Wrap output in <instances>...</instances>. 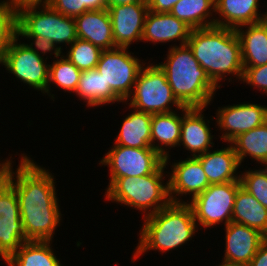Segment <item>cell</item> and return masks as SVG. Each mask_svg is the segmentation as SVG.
Here are the masks:
<instances>
[{
  "instance_id": "ac0fdd59",
  "label": "cell",
  "mask_w": 267,
  "mask_h": 266,
  "mask_svg": "<svg viewBox=\"0 0 267 266\" xmlns=\"http://www.w3.org/2000/svg\"><path fill=\"white\" fill-rule=\"evenodd\" d=\"M191 28L182 20L169 13L147 12L141 42L167 44L179 42L185 45L189 39Z\"/></svg>"
},
{
  "instance_id": "603a6c76",
  "label": "cell",
  "mask_w": 267,
  "mask_h": 266,
  "mask_svg": "<svg viewBox=\"0 0 267 266\" xmlns=\"http://www.w3.org/2000/svg\"><path fill=\"white\" fill-rule=\"evenodd\" d=\"M179 111L152 114L151 147L164 159L170 156L169 153L172 148L179 146L182 109Z\"/></svg>"
},
{
  "instance_id": "e575fe53",
  "label": "cell",
  "mask_w": 267,
  "mask_h": 266,
  "mask_svg": "<svg viewBox=\"0 0 267 266\" xmlns=\"http://www.w3.org/2000/svg\"><path fill=\"white\" fill-rule=\"evenodd\" d=\"M242 82L261 91V94L267 95V64L258 67H244Z\"/></svg>"
},
{
  "instance_id": "f1b7e54d",
  "label": "cell",
  "mask_w": 267,
  "mask_h": 266,
  "mask_svg": "<svg viewBox=\"0 0 267 266\" xmlns=\"http://www.w3.org/2000/svg\"><path fill=\"white\" fill-rule=\"evenodd\" d=\"M191 29L215 25V0H180L170 11Z\"/></svg>"
},
{
  "instance_id": "83f0119b",
  "label": "cell",
  "mask_w": 267,
  "mask_h": 266,
  "mask_svg": "<svg viewBox=\"0 0 267 266\" xmlns=\"http://www.w3.org/2000/svg\"><path fill=\"white\" fill-rule=\"evenodd\" d=\"M232 222L256 229L267 237V208L242 187L236 192Z\"/></svg>"
},
{
  "instance_id": "8d00e7d4",
  "label": "cell",
  "mask_w": 267,
  "mask_h": 266,
  "mask_svg": "<svg viewBox=\"0 0 267 266\" xmlns=\"http://www.w3.org/2000/svg\"><path fill=\"white\" fill-rule=\"evenodd\" d=\"M180 0H147L148 10L155 13H169Z\"/></svg>"
},
{
  "instance_id": "cb8c5ba5",
  "label": "cell",
  "mask_w": 267,
  "mask_h": 266,
  "mask_svg": "<svg viewBox=\"0 0 267 266\" xmlns=\"http://www.w3.org/2000/svg\"><path fill=\"white\" fill-rule=\"evenodd\" d=\"M132 109L124 120L118 135H116L115 145L132 148H152L151 147V120L152 114Z\"/></svg>"
},
{
  "instance_id": "ab89813d",
  "label": "cell",
  "mask_w": 267,
  "mask_h": 266,
  "mask_svg": "<svg viewBox=\"0 0 267 266\" xmlns=\"http://www.w3.org/2000/svg\"><path fill=\"white\" fill-rule=\"evenodd\" d=\"M140 2H147V0H106L107 8L114 5H126Z\"/></svg>"
},
{
  "instance_id": "74e56055",
  "label": "cell",
  "mask_w": 267,
  "mask_h": 266,
  "mask_svg": "<svg viewBox=\"0 0 267 266\" xmlns=\"http://www.w3.org/2000/svg\"><path fill=\"white\" fill-rule=\"evenodd\" d=\"M13 10L18 12L20 9L29 6L49 5L50 0H4Z\"/></svg>"
},
{
  "instance_id": "4316f807",
  "label": "cell",
  "mask_w": 267,
  "mask_h": 266,
  "mask_svg": "<svg viewBox=\"0 0 267 266\" xmlns=\"http://www.w3.org/2000/svg\"><path fill=\"white\" fill-rule=\"evenodd\" d=\"M229 144L233 146L241 166L245 157L252 158L256 164L267 166V121L250 131L242 133Z\"/></svg>"
},
{
  "instance_id": "8992f818",
  "label": "cell",
  "mask_w": 267,
  "mask_h": 266,
  "mask_svg": "<svg viewBox=\"0 0 267 266\" xmlns=\"http://www.w3.org/2000/svg\"><path fill=\"white\" fill-rule=\"evenodd\" d=\"M17 36L47 38L61 52L64 51V46L67 49L78 38L74 17L65 16L49 5L20 9L17 12Z\"/></svg>"
},
{
  "instance_id": "7c38bea8",
  "label": "cell",
  "mask_w": 267,
  "mask_h": 266,
  "mask_svg": "<svg viewBox=\"0 0 267 266\" xmlns=\"http://www.w3.org/2000/svg\"><path fill=\"white\" fill-rule=\"evenodd\" d=\"M24 242L16 191L0 175V260L6 261Z\"/></svg>"
},
{
  "instance_id": "836d02e7",
  "label": "cell",
  "mask_w": 267,
  "mask_h": 266,
  "mask_svg": "<svg viewBox=\"0 0 267 266\" xmlns=\"http://www.w3.org/2000/svg\"><path fill=\"white\" fill-rule=\"evenodd\" d=\"M49 6L69 17H76L87 11L107 9L106 0H50Z\"/></svg>"
},
{
  "instance_id": "ffe728a7",
  "label": "cell",
  "mask_w": 267,
  "mask_h": 266,
  "mask_svg": "<svg viewBox=\"0 0 267 266\" xmlns=\"http://www.w3.org/2000/svg\"><path fill=\"white\" fill-rule=\"evenodd\" d=\"M74 20L79 39L89 41L101 50L116 48L107 9L87 11L74 17Z\"/></svg>"
},
{
  "instance_id": "4dcf8cb0",
  "label": "cell",
  "mask_w": 267,
  "mask_h": 266,
  "mask_svg": "<svg viewBox=\"0 0 267 266\" xmlns=\"http://www.w3.org/2000/svg\"><path fill=\"white\" fill-rule=\"evenodd\" d=\"M66 52L62 54L80 71H87L96 68L102 50L89 41L77 38L73 44L68 46Z\"/></svg>"
},
{
  "instance_id": "60d3db41",
  "label": "cell",
  "mask_w": 267,
  "mask_h": 266,
  "mask_svg": "<svg viewBox=\"0 0 267 266\" xmlns=\"http://www.w3.org/2000/svg\"><path fill=\"white\" fill-rule=\"evenodd\" d=\"M222 262L216 266H247V265H244V264H239V263H231V262H227V261H224V260H221Z\"/></svg>"
},
{
  "instance_id": "f546056e",
  "label": "cell",
  "mask_w": 267,
  "mask_h": 266,
  "mask_svg": "<svg viewBox=\"0 0 267 266\" xmlns=\"http://www.w3.org/2000/svg\"><path fill=\"white\" fill-rule=\"evenodd\" d=\"M49 82L47 86V91L44 94L48 95L52 101H55V95L51 92L53 87L57 89L61 88L64 92L75 93L81 72L71 61H69L64 54L57 57L53 62L49 61ZM52 93V94H51Z\"/></svg>"
},
{
  "instance_id": "484cf974",
  "label": "cell",
  "mask_w": 267,
  "mask_h": 266,
  "mask_svg": "<svg viewBox=\"0 0 267 266\" xmlns=\"http://www.w3.org/2000/svg\"><path fill=\"white\" fill-rule=\"evenodd\" d=\"M52 242L26 241L4 263L7 266H63Z\"/></svg>"
},
{
  "instance_id": "ba28073f",
  "label": "cell",
  "mask_w": 267,
  "mask_h": 266,
  "mask_svg": "<svg viewBox=\"0 0 267 266\" xmlns=\"http://www.w3.org/2000/svg\"><path fill=\"white\" fill-rule=\"evenodd\" d=\"M241 187L240 181H231L210 186L187 203L191 206L198 228L205 229L223 226L232 222L236 192Z\"/></svg>"
},
{
  "instance_id": "5bb4252c",
  "label": "cell",
  "mask_w": 267,
  "mask_h": 266,
  "mask_svg": "<svg viewBox=\"0 0 267 266\" xmlns=\"http://www.w3.org/2000/svg\"><path fill=\"white\" fill-rule=\"evenodd\" d=\"M170 157L165 158V164L167 167L171 165V171H168L169 197L171 202L186 203L183 200L184 195L185 197L189 195L190 199H187L191 201L210 186L201 162L196 157L174 160L172 163Z\"/></svg>"
},
{
  "instance_id": "9a60e30c",
  "label": "cell",
  "mask_w": 267,
  "mask_h": 266,
  "mask_svg": "<svg viewBox=\"0 0 267 266\" xmlns=\"http://www.w3.org/2000/svg\"><path fill=\"white\" fill-rule=\"evenodd\" d=\"M107 10L112 22V34L116 47L129 48L132 43L141 42L148 12L147 2L114 5Z\"/></svg>"
},
{
  "instance_id": "5b68a950",
  "label": "cell",
  "mask_w": 267,
  "mask_h": 266,
  "mask_svg": "<svg viewBox=\"0 0 267 266\" xmlns=\"http://www.w3.org/2000/svg\"><path fill=\"white\" fill-rule=\"evenodd\" d=\"M166 166L164 163L155 173L141 177L116 178L106 187L105 199L140 211L142 218L156 213L171 202L168 180L164 179L168 178Z\"/></svg>"
},
{
  "instance_id": "30bf717a",
  "label": "cell",
  "mask_w": 267,
  "mask_h": 266,
  "mask_svg": "<svg viewBox=\"0 0 267 266\" xmlns=\"http://www.w3.org/2000/svg\"><path fill=\"white\" fill-rule=\"evenodd\" d=\"M98 166L109 167V186L116 178L141 177L155 173L165 159L153 148H132L113 144Z\"/></svg>"
},
{
  "instance_id": "1f68e13d",
  "label": "cell",
  "mask_w": 267,
  "mask_h": 266,
  "mask_svg": "<svg viewBox=\"0 0 267 266\" xmlns=\"http://www.w3.org/2000/svg\"><path fill=\"white\" fill-rule=\"evenodd\" d=\"M241 187L267 208V166L240 170Z\"/></svg>"
},
{
  "instance_id": "7402d4cb",
  "label": "cell",
  "mask_w": 267,
  "mask_h": 266,
  "mask_svg": "<svg viewBox=\"0 0 267 266\" xmlns=\"http://www.w3.org/2000/svg\"><path fill=\"white\" fill-rule=\"evenodd\" d=\"M245 28V29H244ZM243 67L267 64V20L238 27Z\"/></svg>"
},
{
  "instance_id": "9c48e42d",
  "label": "cell",
  "mask_w": 267,
  "mask_h": 266,
  "mask_svg": "<svg viewBox=\"0 0 267 266\" xmlns=\"http://www.w3.org/2000/svg\"><path fill=\"white\" fill-rule=\"evenodd\" d=\"M133 54L128 47L102 50L96 66L106 86L123 102L132 94L138 74L146 64L144 60Z\"/></svg>"
},
{
  "instance_id": "d6986e66",
  "label": "cell",
  "mask_w": 267,
  "mask_h": 266,
  "mask_svg": "<svg viewBox=\"0 0 267 266\" xmlns=\"http://www.w3.org/2000/svg\"><path fill=\"white\" fill-rule=\"evenodd\" d=\"M259 1L215 0V25L236 30L266 20V12L259 10Z\"/></svg>"
},
{
  "instance_id": "277c9868",
  "label": "cell",
  "mask_w": 267,
  "mask_h": 266,
  "mask_svg": "<svg viewBox=\"0 0 267 266\" xmlns=\"http://www.w3.org/2000/svg\"><path fill=\"white\" fill-rule=\"evenodd\" d=\"M166 56L158 65L165 72L177 100L186 107L210 106L219 88L195 59L189 46L171 44Z\"/></svg>"
},
{
  "instance_id": "3957f363",
  "label": "cell",
  "mask_w": 267,
  "mask_h": 266,
  "mask_svg": "<svg viewBox=\"0 0 267 266\" xmlns=\"http://www.w3.org/2000/svg\"><path fill=\"white\" fill-rule=\"evenodd\" d=\"M142 219L139 240L133 248V263L150 250L166 254L177 248L181 249V246L188 244L195 233L200 231L192 208L187 202H170L156 213Z\"/></svg>"
},
{
  "instance_id": "7a4b0ae2",
  "label": "cell",
  "mask_w": 267,
  "mask_h": 266,
  "mask_svg": "<svg viewBox=\"0 0 267 266\" xmlns=\"http://www.w3.org/2000/svg\"><path fill=\"white\" fill-rule=\"evenodd\" d=\"M186 44L219 89L223 86L220 82L225 80L240 83L244 67L240 41L234 29L216 25L192 29ZM229 75L232 76L229 78Z\"/></svg>"
},
{
  "instance_id": "d6a6232c",
  "label": "cell",
  "mask_w": 267,
  "mask_h": 266,
  "mask_svg": "<svg viewBox=\"0 0 267 266\" xmlns=\"http://www.w3.org/2000/svg\"><path fill=\"white\" fill-rule=\"evenodd\" d=\"M17 36V12L0 0V64L11 41Z\"/></svg>"
},
{
  "instance_id": "44dd1931",
  "label": "cell",
  "mask_w": 267,
  "mask_h": 266,
  "mask_svg": "<svg viewBox=\"0 0 267 266\" xmlns=\"http://www.w3.org/2000/svg\"><path fill=\"white\" fill-rule=\"evenodd\" d=\"M226 146L213 151L209 150L196 157L201 162L209 184L240 181L241 165L233 146L229 143Z\"/></svg>"
},
{
  "instance_id": "8fae6325",
  "label": "cell",
  "mask_w": 267,
  "mask_h": 266,
  "mask_svg": "<svg viewBox=\"0 0 267 266\" xmlns=\"http://www.w3.org/2000/svg\"><path fill=\"white\" fill-rule=\"evenodd\" d=\"M48 59L47 55L46 58L39 56L16 36L7 48L0 65H4L7 73L14 75L24 86L26 84L28 89L41 91L44 95L49 82Z\"/></svg>"
},
{
  "instance_id": "52a82bcc",
  "label": "cell",
  "mask_w": 267,
  "mask_h": 266,
  "mask_svg": "<svg viewBox=\"0 0 267 266\" xmlns=\"http://www.w3.org/2000/svg\"><path fill=\"white\" fill-rule=\"evenodd\" d=\"M148 63L139 72L132 94L122 104L150 114L170 113L182 109L184 106L174 96L165 72L158 63Z\"/></svg>"
},
{
  "instance_id": "d4e9b609",
  "label": "cell",
  "mask_w": 267,
  "mask_h": 266,
  "mask_svg": "<svg viewBox=\"0 0 267 266\" xmlns=\"http://www.w3.org/2000/svg\"><path fill=\"white\" fill-rule=\"evenodd\" d=\"M83 100L87 107H103L114 104L115 102L120 104L123 101L109 88L106 86L105 80L97 69H91L82 71L80 79L73 94ZM81 98V99H80ZM120 102V103H119ZM103 105V106H102Z\"/></svg>"
},
{
  "instance_id": "d590c367",
  "label": "cell",
  "mask_w": 267,
  "mask_h": 266,
  "mask_svg": "<svg viewBox=\"0 0 267 266\" xmlns=\"http://www.w3.org/2000/svg\"><path fill=\"white\" fill-rule=\"evenodd\" d=\"M17 37L23 40L27 39V42L29 43H26L24 41V44L43 58H45V55L47 53L50 54V56L54 54L53 58L60 57V55L63 53L59 50V48L56 47V45L53 42H51L47 38L41 36H17Z\"/></svg>"
},
{
  "instance_id": "4fadbf2b",
  "label": "cell",
  "mask_w": 267,
  "mask_h": 266,
  "mask_svg": "<svg viewBox=\"0 0 267 266\" xmlns=\"http://www.w3.org/2000/svg\"><path fill=\"white\" fill-rule=\"evenodd\" d=\"M216 118L209 117L216 121L217 130L221 132L219 136L223 142L230 143L238 135L262 125L267 121V106L239 102V104L226 105L218 107L216 110ZM225 131V132H224Z\"/></svg>"
},
{
  "instance_id": "f35d334b",
  "label": "cell",
  "mask_w": 267,
  "mask_h": 266,
  "mask_svg": "<svg viewBox=\"0 0 267 266\" xmlns=\"http://www.w3.org/2000/svg\"><path fill=\"white\" fill-rule=\"evenodd\" d=\"M247 266H267V239L260 245L257 253Z\"/></svg>"
},
{
  "instance_id": "6da1fadb",
  "label": "cell",
  "mask_w": 267,
  "mask_h": 266,
  "mask_svg": "<svg viewBox=\"0 0 267 266\" xmlns=\"http://www.w3.org/2000/svg\"><path fill=\"white\" fill-rule=\"evenodd\" d=\"M26 154L19 155L16 170L11 155L5 160L0 158V175L16 191L25 240L53 241L63 218L56 179L49 169Z\"/></svg>"
},
{
  "instance_id": "2e32d148",
  "label": "cell",
  "mask_w": 267,
  "mask_h": 266,
  "mask_svg": "<svg viewBox=\"0 0 267 266\" xmlns=\"http://www.w3.org/2000/svg\"><path fill=\"white\" fill-rule=\"evenodd\" d=\"M204 107H186L182 108L181 134L179 146H183L190 155L188 157H197L204 154L214 147L215 143L212 135L210 120L203 113ZM206 118V119H205Z\"/></svg>"
},
{
  "instance_id": "e0dca14e",
  "label": "cell",
  "mask_w": 267,
  "mask_h": 266,
  "mask_svg": "<svg viewBox=\"0 0 267 266\" xmlns=\"http://www.w3.org/2000/svg\"><path fill=\"white\" fill-rule=\"evenodd\" d=\"M225 250L222 260L248 265L267 237L244 224L230 222L224 226Z\"/></svg>"
}]
</instances>
